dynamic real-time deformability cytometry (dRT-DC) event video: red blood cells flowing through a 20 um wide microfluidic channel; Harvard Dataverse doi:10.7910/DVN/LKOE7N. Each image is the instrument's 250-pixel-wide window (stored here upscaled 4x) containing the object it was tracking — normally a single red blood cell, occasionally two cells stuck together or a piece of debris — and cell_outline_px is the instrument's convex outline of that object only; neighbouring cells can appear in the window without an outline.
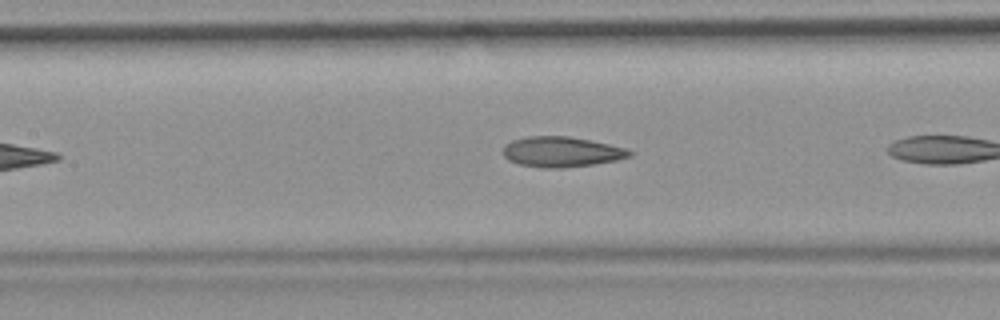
{"species": "common noctule bat (a hibernating species)", "species_latin": "Nyctalus noctula", "temperature_condition": "room temperature", "stored_images_in_passage": 9, "camera_frame_rate_fps": 3000, "um_per_image_px": 0.085, "animal": {"sex": "female", "body_mass_g": 19.9}, "frame": {"image": 1, "passage_image": 8, "time_ms": 2.333, "image_size_px": [1000, 320], "cell_outline_px": [[632, 156], [616, 160], [592, 164], [560, 168], [544, 168], [520, 164], [508, 160], [504, 156], [504, 144], [512, 140], [528, 136], [568, 136], [592, 140], [628, 148], [632, 152]], "centroid_in_image_um": [47.74, 12.89], "position_along_channel_um": 159.7, "area_um2": 22.37}}